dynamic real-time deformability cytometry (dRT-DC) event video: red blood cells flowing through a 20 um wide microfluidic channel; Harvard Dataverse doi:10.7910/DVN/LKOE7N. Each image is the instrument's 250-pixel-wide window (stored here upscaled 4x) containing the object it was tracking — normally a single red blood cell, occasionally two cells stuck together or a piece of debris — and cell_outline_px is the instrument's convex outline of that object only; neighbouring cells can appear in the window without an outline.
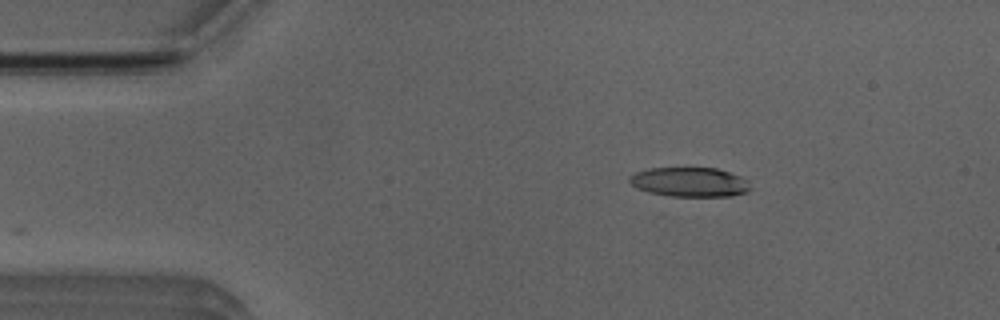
{"species": "Egyptian fruit bat (a non-hibernating species)", "species_latin": "Rousettus aegyptiacus", "temperature_condition": "room temperature", "stored_images_in_passage": 10, "camera_frame_rate_fps": 3000, "um_per_image_px": 0.085, "animal": {"sex": "male"}, "frame": {"image": 1, "passage_image": 1, "time_ms": 0.0, "image_size_px": [1000, 320], "cell_outline_px": [[752, 188], [748, 192], [732, 196], [668, 196], [648, 192], [636, 188], [628, 180], [628, 176], [636, 172], [648, 168], [716, 168], [740, 176]], "centroid_in_image_um": [58.59, 15.48], "position_along_channel_um": 26.4, "area_um2": 20.75}}